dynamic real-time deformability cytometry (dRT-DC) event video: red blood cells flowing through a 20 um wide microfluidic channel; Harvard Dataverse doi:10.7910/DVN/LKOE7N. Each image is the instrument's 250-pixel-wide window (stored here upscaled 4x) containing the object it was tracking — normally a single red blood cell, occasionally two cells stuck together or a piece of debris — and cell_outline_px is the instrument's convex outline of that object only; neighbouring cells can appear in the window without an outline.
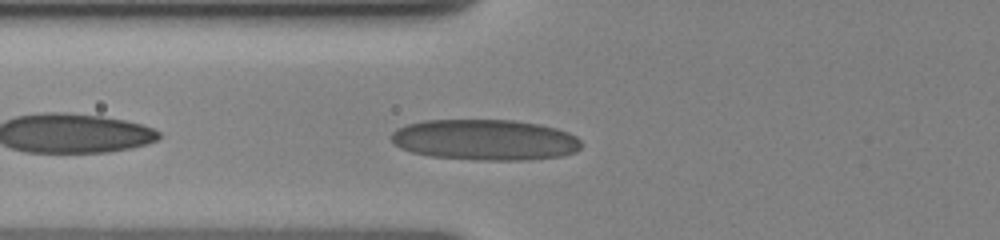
{"species": "human", "species_latin": "Homo sapiens", "temperature_condition": "cold", "stored_images_in_passage": 14, "camera_frame_rate_fps": 3000, "um_per_image_px": 0.085, "donor": {"sex": "female"}, "frame": {"image": 1, "passage_image": 7, "time_ms": 4.667, "image_size_px": [1000, 240], "cell_outline_px": [[580, 148], [576, 152], [560, 156], [528, 160], [480, 160], [428, 156], [412, 152], [400, 148], [388, 136], [396, 128], [408, 124], [424, 120], [516, 120], [540, 124], [556, 128], [568, 132], [576, 136], [580, 140]], "centroid_in_image_um": [41.22, 11.88], "position_along_channel_um": 84.6, "area_um2": 45.49}}
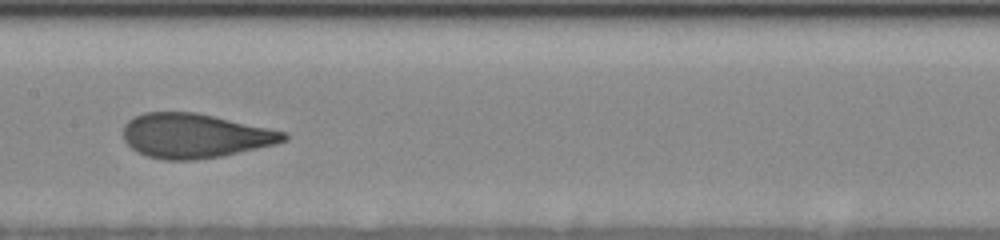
{"frame": {"image": 2, "passage_image": 11, "time_ms": 7.667, "image_size_px": [1000, 240], "cell_outline_px": [[288, 140], [276, 144], [220, 156], [196, 160], [164, 160], [148, 156], [136, 152], [124, 140], [124, 124], [128, 120], [144, 112], [196, 112], [288, 132]], "centroid_in_image_um": [16.57, 11.54], "position_along_channel_um": 190.8, "area_um2": 41.56}}
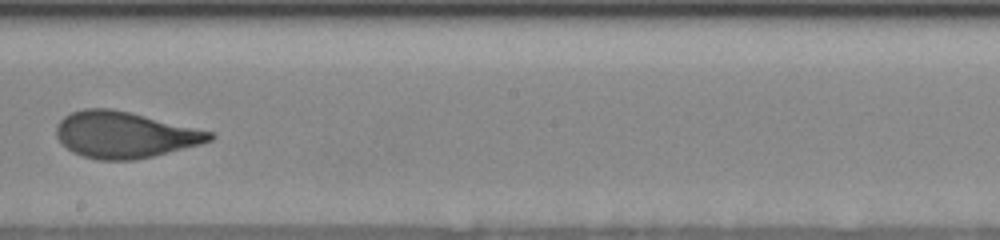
{"frame": {"image": 3, "passage_image": 13, "time_ms": 9.0, "image_size_px": [1000, 240], "cell_outline_px": [[216, 136], [212, 140], [200, 144], [152, 156], [132, 160], [96, 160], [72, 152], [56, 136], [56, 128], [60, 120], [64, 116], [72, 112], [84, 108], [112, 108], [212, 132]], "centroid_in_image_um": [10.56, 11.45], "position_along_channel_um": 237.6, "area_um2": 40.92}}